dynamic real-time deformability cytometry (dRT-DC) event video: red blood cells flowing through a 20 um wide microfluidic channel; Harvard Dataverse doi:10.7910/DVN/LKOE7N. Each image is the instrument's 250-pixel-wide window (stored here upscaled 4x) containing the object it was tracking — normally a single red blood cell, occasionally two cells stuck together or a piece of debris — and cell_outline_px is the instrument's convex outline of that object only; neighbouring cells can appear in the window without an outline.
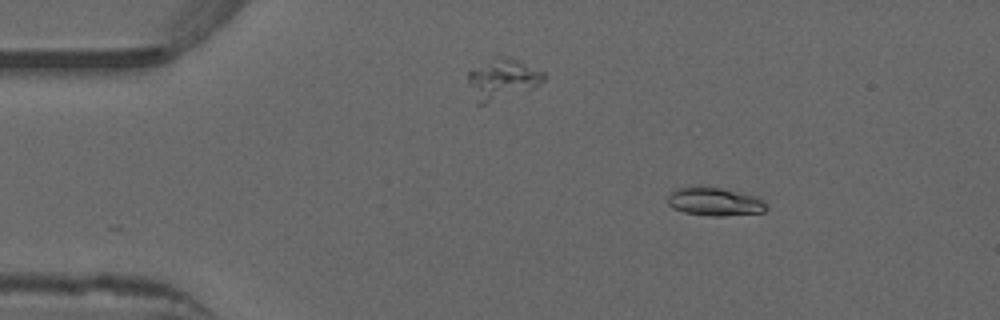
{"species": "common noctule bat (a hibernating species)", "species_latin": "Nyctalus noctula", "temperature_condition": "warm", "stored_images_in_passage": 45, "camera_frame_rate_fps": 3000, "um_per_image_px": 0.085, "animal": {"sex": "male", "forearm_length_mm": 52.5}, "frame": {"image": 1, "passage_image": 1, "time_ms": 0.0, "image_size_px": [1000, 320], "cell_outline_px": [[768, 208], [764, 212], [724, 216], [708, 216], [684, 212], [672, 208], [668, 204], [668, 196], [676, 188], [720, 188], [756, 196]], "centroid_in_image_um": [60.74, 17.17], "position_along_channel_um": 24.3, "area_um2": 15.84}}
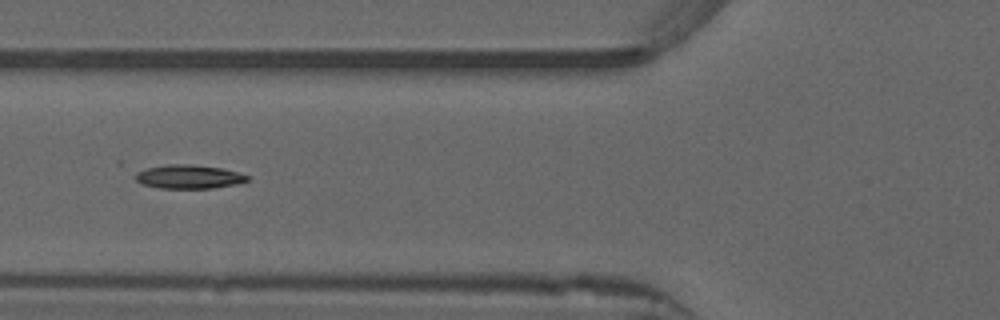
{"frame": {"image": 2, "passage_image": 13, "time_ms": 4.0, "image_size_px": [1000, 320], "cell_outline_px": [[252, 180], [236, 184], [212, 188], [160, 188], [140, 184], [136, 180], [136, 172], [148, 168], [168, 164], [192, 164], [220, 168], [236, 172], [248, 176]], "centroid_in_image_um": [16.05, 15.02], "position_along_channel_um": 109.8, "area_um2": 15.43}}
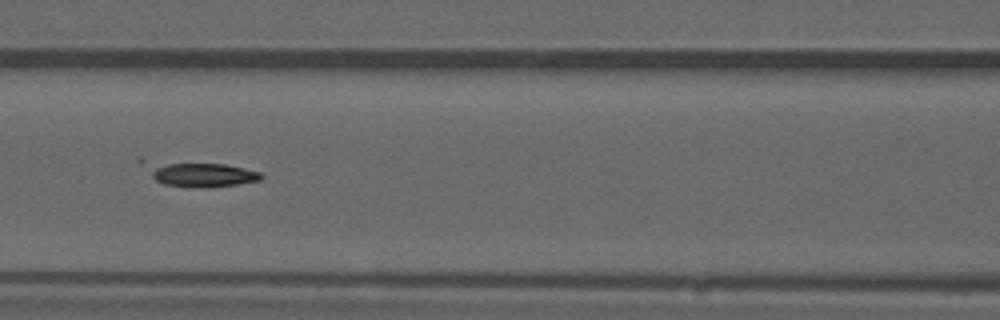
{"frame": {"image": 3, "passage_image": 16, "time_ms": 5.0, "image_size_px": [1000, 320], "cell_outline_px": [[264, 176], [260, 180], [236, 184], [204, 188], [164, 184], [156, 180], [152, 176], [152, 172], [156, 168], [168, 164], [224, 164], [244, 168], [260, 172]], "centroid_in_image_um": [17.37, 14.89], "position_along_channel_um": 149.2, "area_um2": 14.8}}